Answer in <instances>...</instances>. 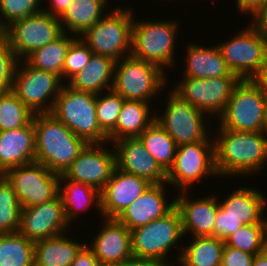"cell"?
Segmentation results:
<instances>
[{
	"mask_svg": "<svg viewBox=\"0 0 267 266\" xmlns=\"http://www.w3.org/2000/svg\"><path fill=\"white\" fill-rule=\"evenodd\" d=\"M215 142V168L218 175H242L260 171L267 161V135L240 132L219 126Z\"/></svg>",
	"mask_w": 267,
	"mask_h": 266,
	"instance_id": "1",
	"label": "cell"
},
{
	"mask_svg": "<svg viewBox=\"0 0 267 266\" xmlns=\"http://www.w3.org/2000/svg\"><path fill=\"white\" fill-rule=\"evenodd\" d=\"M35 162L63 174L87 144L51 113L34 114Z\"/></svg>",
	"mask_w": 267,
	"mask_h": 266,
	"instance_id": "2",
	"label": "cell"
},
{
	"mask_svg": "<svg viewBox=\"0 0 267 266\" xmlns=\"http://www.w3.org/2000/svg\"><path fill=\"white\" fill-rule=\"evenodd\" d=\"M50 113L87 144L108 142L96 117L95 94L64 84Z\"/></svg>",
	"mask_w": 267,
	"mask_h": 266,
	"instance_id": "3",
	"label": "cell"
},
{
	"mask_svg": "<svg viewBox=\"0 0 267 266\" xmlns=\"http://www.w3.org/2000/svg\"><path fill=\"white\" fill-rule=\"evenodd\" d=\"M183 236L181 217L174 207L164 217L131 230L133 259L147 261L154 266H170L166 262L167 254Z\"/></svg>",
	"mask_w": 267,
	"mask_h": 266,
	"instance_id": "4",
	"label": "cell"
},
{
	"mask_svg": "<svg viewBox=\"0 0 267 266\" xmlns=\"http://www.w3.org/2000/svg\"><path fill=\"white\" fill-rule=\"evenodd\" d=\"M132 11L129 8H116L85 31L80 36L81 40L94 55L107 56L115 61L129 56L134 19Z\"/></svg>",
	"mask_w": 267,
	"mask_h": 266,
	"instance_id": "5",
	"label": "cell"
},
{
	"mask_svg": "<svg viewBox=\"0 0 267 266\" xmlns=\"http://www.w3.org/2000/svg\"><path fill=\"white\" fill-rule=\"evenodd\" d=\"M164 74L154 63L125 56L116 61L112 90L125 100L150 102L167 83Z\"/></svg>",
	"mask_w": 267,
	"mask_h": 266,
	"instance_id": "6",
	"label": "cell"
},
{
	"mask_svg": "<svg viewBox=\"0 0 267 266\" xmlns=\"http://www.w3.org/2000/svg\"><path fill=\"white\" fill-rule=\"evenodd\" d=\"M178 24L175 21H134L131 56L154 63L163 70L174 62ZM166 65V68H164Z\"/></svg>",
	"mask_w": 267,
	"mask_h": 266,
	"instance_id": "7",
	"label": "cell"
},
{
	"mask_svg": "<svg viewBox=\"0 0 267 266\" xmlns=\"http://www.w3.org/2000/svg\"><path fill=\"white\" fill-rule=\"evenodd\" d=\"M58 17L41 11L13 21L1 34L9 41L18 60L56 40L63 34Z\"/></svg>",
	"mask_w": 267,
	"mask_h": 266,
	"instance_id": "8",
	"label": "cell"
},
{
	"mask_svg": "<svg viewBox=\"0 0 267 266\" xmlns=\"http://www.w3.org/2000/svg\"><path fill=\"white\" fill-rule=\"evenodd\" d=\"M266 102L250 79L240 80L219 117L220 127L240 132H262Z\"/></svg>",
	"mask_w": 267,
	"mask_h": 266,
	"instance_id": "9",
	"label": "cell"
},
{
	"mask_svg": "<svg viewBox=\"0 0 267 266\" xmlns=\"http://www.w3.org/2000/svg\"><path fill=\"white\" fill-rule=\"evenodd\" d=\"M20 62L21 60L15 69L12 91L33 114L50 113L64 85L62 79L58 75L32 67L25 60L21 65ZM50 96H53V101L48 103Z\"/></svg>",
	"mask_w": 267,
	"mask_h": 266,
	"instance_id": "10",
	"label": "cell"
},
{
	"mask_svg": "<svg viewBox=\"0 0 267 266\" xmlns=\"http://www.w3.org/2000/svg\"><path fill=\"white\" fill-rule=\"evenodd\" d=\"M207 138L202 142L177 146L172 167L166 173V183L187 191L196 181L207 175H217L215 168V142ZM211 142V143H210ZM212 174V175H211Z\"/></svg>",
	"mask_w": 267,
	"mask_h": 266,
	"instance_id": "11",
	"label": "cell"
},
{
	"mask_svg": "<svg viewBox=\"0 0 267 266\" xmlns=\"http://www.w3.org/2000/svg\"><path fill=\"white\" fill-rule=\"evenodd\" d=\"M231 39L217 47L233 74L251 79L267 64V40L252 25Z\"/></svg>",
	"mask_w": 267,
	"mask_h": 266,
	"instance_id": "12",
	"label": "cell"
},
{
	"mask_svg": "<svg viewBox=\"0 0 267 266\" xmlns=\"http://www.w3.org/2000/svg\"><path fill=\"white\" fill-rule=\"evenodd\" d=\"M3 175L12 184L21 208L40 205L59 195L60 174L38 162L12 167Z\"/></svg>",
	"mask_w": 267,
	"mask_h": 266,
	"instance_id": "13",
	"label": "cell"
},
{
	"mask_svg": "<svg viewBox=\"0 0 267 266\" xmlns=\"http://www.w3.org/2000/svg\"><path fill=\"white\" fill-rule=\"evenodd\" d=\"M241 79L238 76H220L211 79L183 77L172 90L182 100L210 116L220 117Z\"/></svg>",
	"mask_w": 267,
	"mask_h": 266,
	"instance_id": "14",
	"label": "cell"
},
{
	"mask_svg": "<svg viewBox=\"0 0 267 266\" xmlns=\"http://www.w3.org/2000/svg\"><path fill=\"white\" fill-rule=\"evenodd\" d=\"M164 116L157 114L155 121L160 124L177 146L202 142L209 137L205 116L208 115L189 102L170 92ZM204 116V117H203ZM205 119V120H204Z\"/></svg>",
	"mask_w": 267,
	"mask_h": 266,
	"instance_id": "15",
	"label": "cell"
},
{
	"mask_svg": "<svg viewBox=\"0 0 267 266\" xmlns=\"http://www.w3.org/2000/svg\"><path fill=\"white\" fill-rule=\"evenodd\" d=\"M101 146V143L86 144L63 175L67 179L93 186L101 192L116 167L115 151L103 149Z\"/></svg>",
	"mask_w": 267,
	"mask_h": 266,
	"instance_id": "16",
	"label": "cell"
},
{
	"mask_svg": "<svg viewBox=\"0 0 267 266\" xmlns=\"http://www.w3.org/2000/svg\"><path fill=\"white\" fill-rule=\"evenodd\" d=\"M69 226L58 195L40 205L21 208L18 232L36 242L65 234Z\"/></svg>",
	"mask_w": 267,
	"mask_h": 266,
	"instance_id": "17",
	"label": "cell"
},
{
	"mask_svg": "<svg viewBox=\"0 0 267 266\" xmlns=\"http://www.w3.org/2000/svg\"><path fill=\"white\" fill-rule=\"evenodd\" d=\"M152 183L115 167L101 191V212L105 218H117L143 194Z\"/></svg>",
	"mask_w": 267,
	"mask_h": 266,
	"instance_id": "18",
	"label": "cell"
},
{
	"mask_svg": "<svg viewBox=\"0 0 267 266\" xmlns=\"http://www.w3.org/2000/svg\"><path fill=\"white\" fill-rule=\"evenodd\" d=\"M113 143L117 168L152 184H166V172L148 153L139 137H125Z\"/></svg>",
	"mask_w": 267,
	"mask_h": 266,
	"instance_id": "19",
	"label": "cell"
},
{
	"mask_svg": "<svg viewBox=\"0 0 267 266\" xmlns=\"http://www.w3.org/2000/svg\"><path fill=\"white\" fill-rule=\"evenodd\" d=\"M104 226L94 236L92 249L102 266L133 259L131 231L116 218H105Z\"/></svg>",
	"mask_w": 267,
	"mask_h": 266,
	"instance_id": "20",
	"label": "cell"
},
{
	"mask_svg": "<svg viewBox=\"0 0 267 266\" xmlns=\"http://www.w3.org/2000/svg\"><path fill=\"white\" fill-rule=\"evenodd\" d=\"M181 194L174 199V204L181 217L183 234L190 231L193 237L213 236L214 222L219 207L216 200L218 197L208 196L192 201L187 191H182Z\"/></svg>",
	"mask_w": 267,
	"mask_h": 266,
	"instance_id": "21",
	"label": "cell"
},
{
	"mask_svg": "<svg viewBox=\"0 0 267 266\" xmlns=\"http://www.w3.org/2000/svg\"><path fill=\"white\" fill-rule=\"evenodd\" d=\"M164 183L152 184L116 219L130 231L164 217L174 207V199L167 204Z\"/></svg>",
	"mask_w": 267,
	"mask_h": 266,
	"instance_id": "22",
	"label": "cell"
},
{
	"mask_svg": "<svg viewBox=\"0 0 267 266\" xmlns=\"http://www.w3.org/2000/svg\"><path fill=\"white\" fill-rule=\"evenodd\" d=\"M35 162L33 121L27 126L0 131V173L19 165Z\"/></svg>",
	"mask_w": 267,
	"mask_h": 266,
	"instance_id": "23",
	"label": "cell"
},
{
	"mask_svg": "<svg viewBox=\"0 0 267 266\" xmlns=\"http://www.w3.org/2000/svg\"><path fill=\"white\" fill-rule=\"evenodd\" d=\"M267 201L261 191L253 188L240 187L226 199L218 201L219 207L226 213L227 218L238 220L242 225L267 224V219L263 218Z\"/></svg>",
	"mask_w": 267,
	"mask_h": 266,
	"instance_id": "24",
	"label": "cell"
},
{
	"mask_svg": "<svg viewBox=\"0 0 267 266\" xmlns=\"http://www.w3.org/2000/svg\"><path fill=\"white\" fill-rule=\"evenodd\" d=\"M115 64L110 57L93 54L85 68L67 81L68 86L95 95L111 90Z\"/></svg>",
	"mask_w": 267,
	"mask_h": 266,
	"instance_id": "25",
	"label": "cell"
},
{
	"mask_svg": "<svg viewBox=\"0 0 267 266\" xmlns=\"http://www.w3.org/2000/svg\"><path fill=\"white\" fill-rule=\"evenodd\" d=\"M186 51L187 69H184L183 77L211 79L220 76H237L227 67L217 45L206 48L191 43Z\"/></svg>",
	"mask_w": 267,
	"mask_h": 266,
	"instance_id": "26",
	"label": "cell"
},
{
	"mask_svg": "<svg viewBox=\"0 0 267 266\" xmlns=\"http://www.w3.org/2000/svg\"><path fill=\"white\" fill-rule=\"evenodd\" d=\"M64 181H67L66 185L61 186ZM59 196L69 225L72 220L75 221L81 210H86L91 205H97V209L101 211V192L98 189L67 179L63 174L59 176Z\"/></svg>",
	"mask_w": 267,
	"mask_h": 266,
	"instance_id": "27",
	"label": "cell"
},
{
	"mask_svg": "<svg viewBox=\"0 0 267 266\" xmlns=\"http://www.w3.org/2000/svg\"><path fill=\"white\" fill-rule=\"evenodd\" d=\"M149 102L124 100L115 129L108 135V142L125 137H139L155 120L150 118Z\"/></svg>",
	"mask_w": 267,
	"mask_h": 266,
	"instance_id": "28",
	"label": "cell"
},
{
	"mask_svg": "<svg viewBox=\"0 0 267 266\" xmlns=\"http://www.w3.org/2000/svg\"><path fill=\"white\" fill-rule=\"evenodd\" d=\"M84 244L64 234L34 242V266H70Z\"/></svg>",
	"mask_w": 267,
	"mask_h": 266,
	"instance_id": "29",
	"label": "cell"
},
{
	"mask_svg": "<svg viewBox=\"0 0 267 266\" xmlns=\"http://www.w3.org/2000/svg\"><path fill=\"white\" fill-rule=\"evenodd\" d=\"M107 4V0H73L59 18L63 32L69 29L80 37L104 16Z\"/></svg>",
	"mask_w": 267,
	"mask_h": 266,
	"instance_id": "30",
	"label": "cell"
},
{
	"mask_svg": "<svg viewBox=\"0 0 267 266\" xmlns=\"http://www.w3.org/2000/svg\"><path fill=\"white\" fill-rule=\"evenodd\" d=\"M178 256L182 266H221L225 241L215 236L192 237Z\"/></svg>",
	"mask_w": 267,
	"mask_h": 266,
	"instance_id": "31",
	"label": "cell"
},
{
	"mask_svg": "<svg viewBox=\"0 0 267 266\" xmlns=\"http://www.w3.org/2000/svg\"><path fill=\"white\" fill-rule=\"evenodd\" d=\"M66 34L64 32L59 38L33 51L23 60L34 68L58 75L63 81L65 79L63 78L65 57L70 43L75 39Z\"/></svg>",
	"mask_w": 267,
	"mask_h": 266,
	"instance_id": "32",
	"label": "cell"
},
{
	"mask_svg": "<svg viewBox=\"0 0 267 266\" xmlns=\"http://www.w3.org/2000/svg\"><path fill=\"white\" fill-rule=\"evenodd\" d=\"M139 138L145 145L148 153L167 173L174 162L177 151L176 142L155 120L145 129Z\"/></svg>",
	"mask_w": 267,
	"mask_h": 266,
	"instance_id": "33",
	"label": "cell"
},
{
	"mask_svg": "<svg viewBox=\"0 0 267 266\" xmlns=\"http://www.w3.org/2000/svg\"><path fill=\"white\" fill-rule=\"evenodd\" d=\"M0 266H34V242L19 232L0 234Z\"/></svg>",
	"mask_w": 267,
	"mask_h": 266,
	"instance_id": "34",
	"label": "cell"
},
{
	"mask_svg": "<svg viewBox=\"0 0 267 266\" xmlns=\"http://www.w3.org/2000/svg\"><path fill=\"white\" fill-rule=\"evenodd\" d=\"M21 206L12 184L0 176V234L16 233L20 226Z\"/></svg>",
	"mask_w": 267,
	"mask_h": 266,
	"instance_id": "35",
	"label": "cell"
},
{
	"mask_svg": "<svg viewBox=\"0 0 267 266\" xmlns=\"http://www.w3.org/2000/svg\"><path fill=\"white\" fill-rule=\"evenodd\" d=\"M33 115L12 90L0 96V131L27 126L32 121Z\"/></svg>",
	"mask_w": 267,
	"mask_h": 266,
	"instance_id": "36",
	"label": "cell"
},
{
	"mask_svg": "<svg viewBox=\"0 0 267 266\" xmlns=\"http://www.w3.org/2000/svg\"><path fill=\"white\" fill-rule=\"evenodd\" d=\"M225 244L250 254L261 253L267 247V224L242 225Z\"/></svg>",
	"mask_w": 267,
	"mask_h": 266,
	"instance_id": "37",
	"label": "cell"
},
{
	"mask_svg": "<svg viewBox=\"0 0 267 266\" xmlns=\"http://www.w3.org/2000/svg\"><path fill=\"white\" fill-rule=\"evenodd\" d=\"M107 92L103 97L102 92L96 95V117L101 130L108 136L116 127L125 99L112 89Z\"/></svg>",
	"mask_w": 267,
	"mask_h": 266,
	"instance_id": "38",
	"label": "cell"
},
{
	"mask_svg": "<svg viewBox=\"0 0 267 266\" xmlns=\"http://www.w3.org/2000/svg\"><path fill=\"white\" fill-rule=\"evenodd\" d=\"M40 3L41 0H0V33L13 21L43 11Z\"/></svg>",
	"mask_w": 267,
	"mask_h": 266,
	"instance_id": "39",
	"label": "cell"
},
{
	"mask_svg": "<svg viewBox=\"0 0 267 266\" xmlns=\"http://www.w3.org/2000/svg\"><path fill=\"white\" fill-rule=\"evenodd\" d=\"M18 61L9 41L0 34V96L12 90Z\"/></svg>",
	"mask_w": 267,
	"mask_h": 266,
	"instance_id": "40",
	"label": "cell"
},
{
	"mask_svg": "<svg viewBox=\"0 0 267 266\" xmlns=\"http://www.w3.org/2000/svg\"><path fill=\"white\" fill-rule=\"evenodd\" d=\"M93 52L81 40V37H76L69 46L67 55L63 65V77L70 79L76 73L85 68L89 62Z\"/></svg>",
	"mask_w": 267,
	"mask_h": 266,
	"instance_id": "41",
	"label": "cell"
},
{
	"mask_svg": "<svg viewBox=\"0 0 267 266\" xmlns=\"http://www.w3.org/2000/svg\"><path fill=\"white\" fill-rule=\"evenodd\" d=\"M241 226L242 224L238 220L227 218L226 213L220 207H218L213 227V236L225 241Z\"/></svg>",
	"mask_w": 267,
	"mask_h": 266,
	"instance_id": "42",
	"label": "cell"
},
{
	"mask_svg": "<svg viewBox=\"0 0 267 266\" xmlns=\"http://www.w3.org/2000/svg\"><path fill=\"white\" fill-rule=\"evenodd\" d=\"M255 255L225 244L221 266H253Z\"/></svg>",
	"mask_w": 267,
	"mask_h": 266,
	"instance_id": "43",
	"label": "cell"
},
{
	"mask_svg": "<svg viewBox=\"0 0 267 266\" xmlns=\"http://www.w3.org/2000/svg\"><path fill=\"white\" fill-rule=\"evenodd\" d=\"M70 266H102L89 245L84 244Z\"/></svg>",
	"mask_w": 267,
	"mask_h": 266,
	"instance_id": "44",
	"label": "cell"
},
{
	"mask_svg": "<svg viewBox=\"0 0 267 266\" xmlns=\"http://www.w3.org/2000/svg\"><path fill=\"white\" fill-rule=\"evenodd\" d=\"M255 20L251 24L267 40V1L261 9L254 15Z\"/></svg>",
	"mask_w": 267,
	"mask_h": 266,
	"instance_id": "45",
	"label": "cell"
},
{
	"mask_svg": "<svg viewBox=\"0 0 267 266\" xmlns=\"http://www.w3.org/2000/svg\"><path fill=\"white\" fill-rule=\"evenodd\" d=\"M237 7L243 13L252 14L253 17L267 0H236Z\"/></svg>",
	"mask_w": 267,
	"mask_h": 266,
	"instance_id": "46",
	"label": "cell"
},
{
	"mask_svg": "<svg viewBox=\"0 0 267 266\" xmlns=\"http://www.w3.org/2000/svg\"><path fill=\"white\" fill-rule=\"evenodd\" d=\"M250 80L267 99V64Z\"/></svg>",
	"mask_w": 267,
	"mask_h": 266,
	"instance_id": "47",
	"label": "cell"
},
{
	"mask_svg": "<svg viewBox=\"0 0 267 266\" xmlns=\"http://www.w3.org/2000/svg\"><path fill=\"white\" fill-rule=\"evenodd\" d=\"M73 0H51L52 4L51 7V11L46 10V8L44 9V11H46L47 13L60 18L63 13L67 10L68 6L72 3Z\"/></svg>",
	"mask_w": 267,
	"mask_h": 266,
	"instance_id": "48",
	"label": "cell"
},
{
	"mask_svg": "<svg viewBox=\"0 0 267 266\" xmlns=\"http://www.w3.org/2000/svg\"><path fill=\"white\" fill-rule=\"evenodd\" d=\"M105 266H154V265L147 261L132 259L124 263L110 264Z\"/></svg>",
	"mask_w": 267,
	"mask_h": 266,
	"instance_id": "49",
	"label": "cell"
},
{
	"mask_svg": "<svg viewBox=\"0 0 267 266\" xmlns=\"http://www.w3.org/2000/svg\"><path fill=\"white\" fill-rule=\"evenodd\" d=\"M253 266H267V247L255 255Z\"/></svg>",
	"mask_w": 267,
	"mask_h": 266,
	"instance_id": "50",
	"label": "cell"
},
{
	"mask_svg": "<svg viewBox=\"0 0 267 266\" xmlns=\"http://www.w3.org/2000/svg\"><path fill=\"white\" fill-rule=\"evenodd\" d=\"M262 132L265 133V135L267 134V102H266V106H265L264 122H263V126H262Z\"/></svg>",
	"mask_w": 267,
	"mask_h": 266,
	"instance_id": "51",
	"label": "cell"
}]
</instances>
